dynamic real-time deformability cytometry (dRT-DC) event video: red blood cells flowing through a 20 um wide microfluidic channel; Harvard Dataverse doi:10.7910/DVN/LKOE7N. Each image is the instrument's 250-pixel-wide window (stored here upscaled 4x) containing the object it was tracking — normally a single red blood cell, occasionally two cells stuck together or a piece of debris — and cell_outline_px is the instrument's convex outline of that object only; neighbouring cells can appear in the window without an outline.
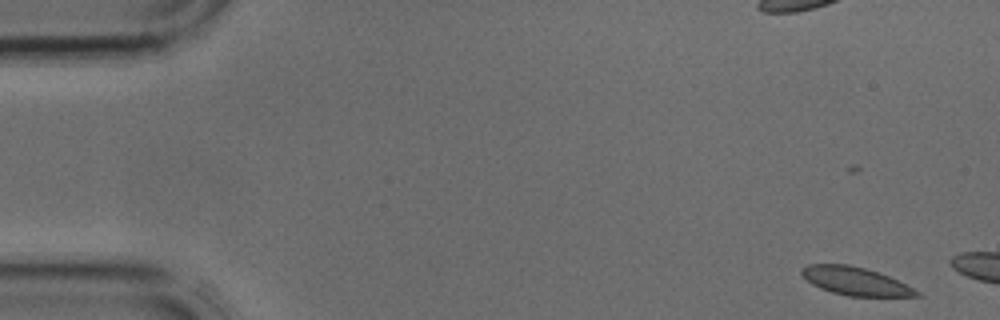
{"species": "common noctule bat (a hibernating species)", "species_latin": "Nyctalus noctula", "temperature_condition": "cold", "stored_images_in_passage": 3, "camera_frame_rate_fps": 3000, "um_per_image_px": 0.085, "animal": {"sex": "male", "body_mass_g": 17.9, "forearm_length_mm": 54.2}, "frame": {"image": 1, "passage_image": 1, "time_ms": 0.0, "image_size_px": [1000, 320], "cell_outline_px": [[924, 296], [848, 296], [832, 292], [820, 288], [812, 284], [800, 272], [800, 268], [808, 264], [848, 264], [880, 272], [920, 292]], "centroid_in_image_um": [72.68, 23.89], "position_along_channel_um": 12.3, "area_um2": 18.67}}